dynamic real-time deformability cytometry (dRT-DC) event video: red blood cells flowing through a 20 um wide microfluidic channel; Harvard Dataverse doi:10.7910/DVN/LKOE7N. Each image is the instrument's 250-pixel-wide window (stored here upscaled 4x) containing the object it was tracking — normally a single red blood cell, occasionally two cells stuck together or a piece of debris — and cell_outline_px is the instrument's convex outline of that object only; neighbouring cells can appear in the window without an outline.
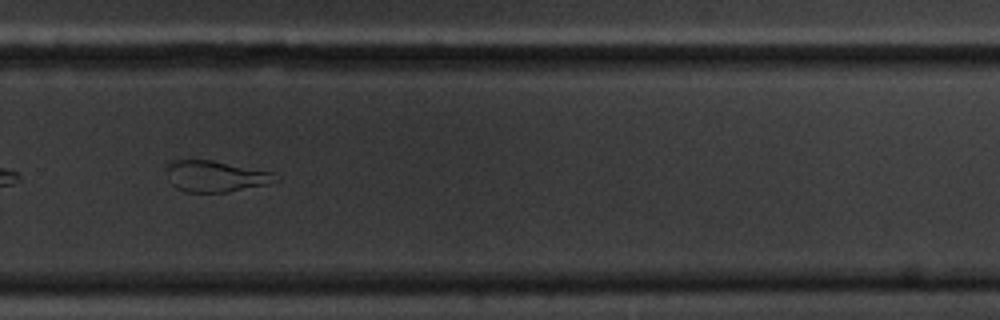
{"species": "common noctule bat (a hibernating species)", "species_latin": "Nyctalus noctula", "temperature_condition": "cold", "stored_images_in_passage": 41, "camera_frame_rate_fps": 3000, "um_per_image_px": 0.085, "animal": {"sex": "male", "body_mass_g": 20.1, "forearm_length_mm": 53.5}, "frame": {"image": 1, "passage_image": 24, "time_ms": 7.667, "image_size_px": [1000, 320], "cell_outline_px": [[280, 180], [268, 184], [228, 192], [188, 192], [176, 188], [172, 184], [168, 172], [168, 160], [212, 160], [272, 172]], "centroid_in_image_um": [18.34, 14.98], "position_along_channel_um": 311.5, "area_um2": 19.59}, "authors_computed_cell_mechanics": {"area_um2": 21.3282, "velocity_mm_per_s": 3.382, "shape_relaxation_time_tau1_ms": 5.8207, "shape_relaxation_time_tau2_ms": 2.7677, "deformation_change_tau1": 0.171, "deformation_change_tau2": 0.1011}}